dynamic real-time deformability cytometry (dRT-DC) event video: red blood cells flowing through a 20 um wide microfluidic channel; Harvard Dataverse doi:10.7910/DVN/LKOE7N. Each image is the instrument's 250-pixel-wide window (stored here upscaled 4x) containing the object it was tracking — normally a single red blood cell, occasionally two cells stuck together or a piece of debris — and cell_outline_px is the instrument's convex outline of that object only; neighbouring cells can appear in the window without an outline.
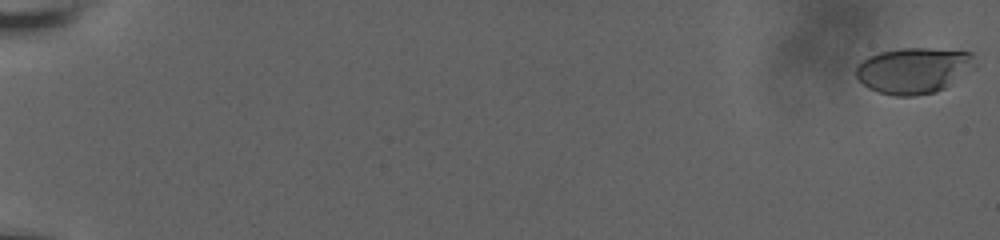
{"species": "human", "species_latin": "Homo sapiens", "temperature_condition": "room temperature", "stored_images_in_passage": 20, "camera_frame_rate_fps": 3000, "um_per_image_px": 0.085, "donor": {"sex": "male"}, "frame": {"image": 1, "passage_image": 1, "time_ms": 0.0, "image_size_px": [1000, 240], "cell_outline_px": [[976, 68], [944, 88], [936, 92], [916, 96], [896, 96], [876, 92], [868, 88], [856, 76], [856, 64], [868, 56], [880, 52], [900, 48], [932, 48], [972, 52], [976, 64]], "centroid_in_image_um": [77.68, 5.98], "position_along_channel_um": 7.3, "area_um2": 32.25}}
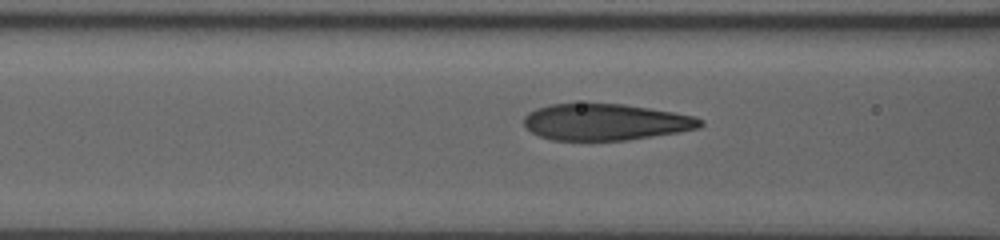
{"frame": {"image": 2, "passage_image": 17, "time_ms": 9.0, "image_size_px": [1000, 240], "cell_outline_px": [[704, 124], [700, 128], [628, 140], [552, 140], [540, 136], [532, 132], [524, 124], [524, 116], [528, 112], [536, 108], [548, 104], [624, 104], [696, 116], [704, 120]], "centroid_in_image_um": [51.48, 10.37], "position_along_channel_um": 115.1, "area_um2": 37.34}}
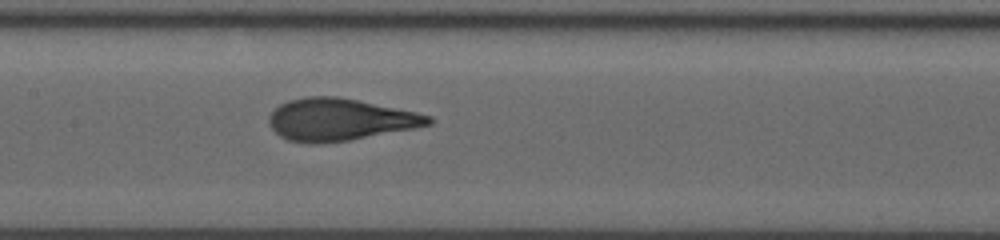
{"frame": {"image": 3, "passage_image": 20, "time_ms": 10.667, "image_size_px": [1000, 240], "cell_outline_px": [[432, 124], [416, 128], [348, 140], [320, 144], [308, 144], [288, 140], [280, 136], [268, 124], [268, 116], [280, 104], [288, 100], [304, 96], [336, 96], [416, 112], [432, 116]], "centroid_in_image_um": [28.85, 10.17], "position_along_channel_um": 178.6, "area_um2": 39.13}}